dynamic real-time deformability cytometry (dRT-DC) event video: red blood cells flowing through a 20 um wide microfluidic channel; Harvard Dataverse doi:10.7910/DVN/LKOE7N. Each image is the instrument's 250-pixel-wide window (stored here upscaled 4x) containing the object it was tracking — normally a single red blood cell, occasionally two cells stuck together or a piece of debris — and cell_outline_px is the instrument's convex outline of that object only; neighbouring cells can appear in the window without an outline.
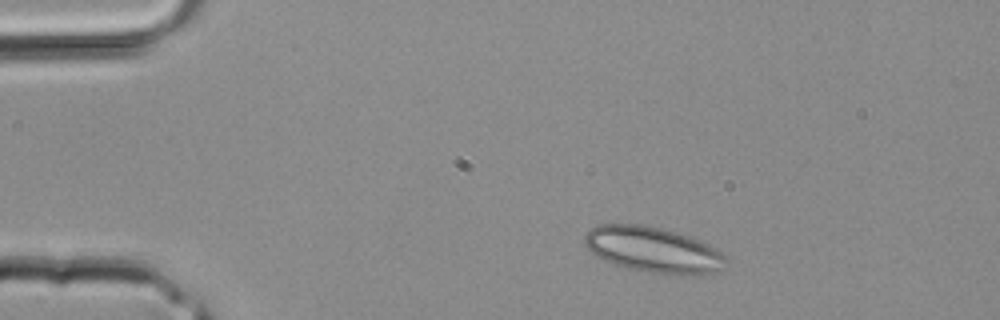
{"species": "common noctule bat (a hibernating species)", "species_latin": "Nyctalus noctula", "temperature_condition": "room temperature", "stored_images_in_passage": 2, "camera_frame_rate_fps": 3000, "um_per_image_px": 0.085, "animal": {"sex": "male", "body_mass_g": 20.4}, "frame": {"image": 1, "passage_image": 1, "time_ms": 0.0, "image_size_px": [1000, 320], "cell_outline_px": [[728, 260], [720, 272], [704, 276], [680, 276], [652, 272], [632, 268], [616, 264], [604, 260], [596, 256], [584, 244], [584, 236], [596, 224], [644, 224], [664, 228], [692, 236], [716, 248]], "centroid_in_image_um": [55.6, 21.23], "position_along_channel_um": 29.4, "area_um2": 38.21}}